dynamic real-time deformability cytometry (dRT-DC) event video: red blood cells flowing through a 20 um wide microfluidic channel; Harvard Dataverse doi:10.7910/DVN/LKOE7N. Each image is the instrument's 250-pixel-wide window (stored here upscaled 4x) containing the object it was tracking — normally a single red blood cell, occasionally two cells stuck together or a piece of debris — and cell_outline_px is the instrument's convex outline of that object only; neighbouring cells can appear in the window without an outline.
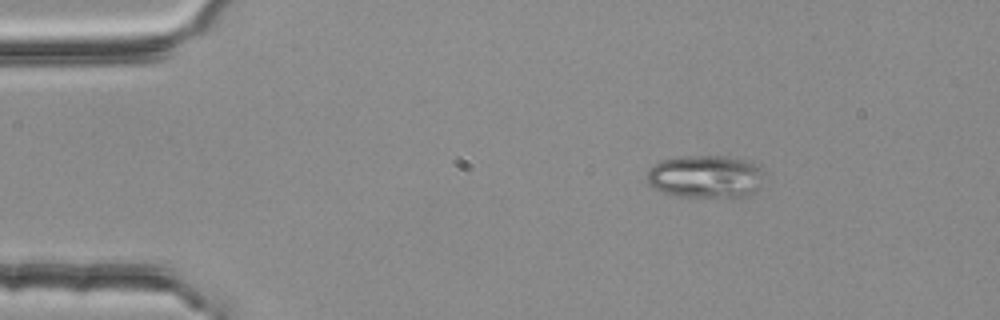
{"species": "common noctule bat (a hibernating species)", "species_latin": "Nyctalus noctula", "temperature_condition": "room temperature", "stored_images_in_passage": 3, "segment_of_instrument_passage": [1, 2], "camera_frame_rate_fps": 3000, "um_per_image_px": 0.085, "animal": {"sex": "female", "body_mass_g": 25.1}, "frame": {"image": 1, "passage_image": 1, "time_ms": 0.0, "image_size_px": [1000, 320], "cell_outline_px": [[760, 188], [756, 192], [740, 200], [728, 200], [680, 196], [664, 192], [652, 188], [648, 184], [644, 176], [648, 168], [660, 160], [680, 156], [728, 156], [744, 160], [756, 164], [760, 168]], "centroid_in_image_um": [59.95, 15.06], "position_along_channel_um": 25.1, "area_um2": 30.4}}